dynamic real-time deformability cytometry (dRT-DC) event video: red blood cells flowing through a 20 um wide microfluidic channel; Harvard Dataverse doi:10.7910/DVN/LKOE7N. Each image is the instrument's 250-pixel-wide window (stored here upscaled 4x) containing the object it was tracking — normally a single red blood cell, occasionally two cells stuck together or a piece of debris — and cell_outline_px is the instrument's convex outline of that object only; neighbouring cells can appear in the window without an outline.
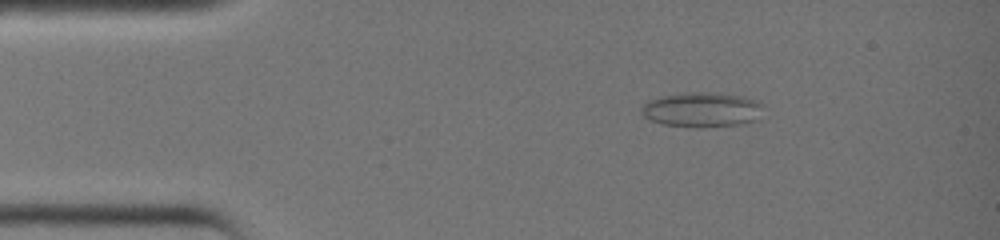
{"species": "common noctule bat (a hibernating species)", "species_latin": "Nyctalus noctula", "temperature_condition": "warm", "stored_images_in_passage": 37, "camera_frame_rate_fps": 3000, "um_per_image_px": 0.085, "animal": {"sex": "female", "body_mass_g": 19.0, "forearm_length_mm": 51.5}, "frame": {"image": 1, "passage_image": 6, "time_ms": 1.667, "image_size_px": [1000, 240], "cell_outline_px": [[764, 104], [756, 120], [740, 124], [700, 128], [692, 128], [660, 124], [644, 116], [644, 104], [648, 100], [660, 96], [688, 92], [708, 92], [744, 96]], "centroid_in_image_um": [59.67, 9.33], "position_along_channel_um": 25.3, "area_um2": 24.74}}
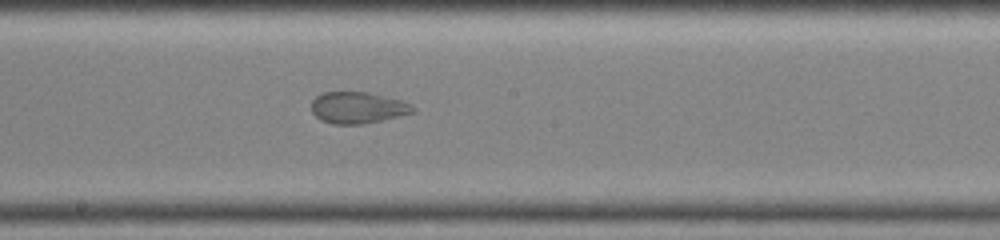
{"frame": {"image": 2, "passage_image": 21, "time_ms": 6.667, "image_size_px": [1000, 240], "cell_outline_px": [[416, 112], [364, 124], [332, 124], [320, 120], [312, 112], [312, 100], [316, 96], [324, 92], [368, 92], [400, 100], [412, 104], [416, 108]], "centroid_in_image_um": [30.42, 9.15], "position_along_channel_um": 217.8, "area_um2": 18.67}}
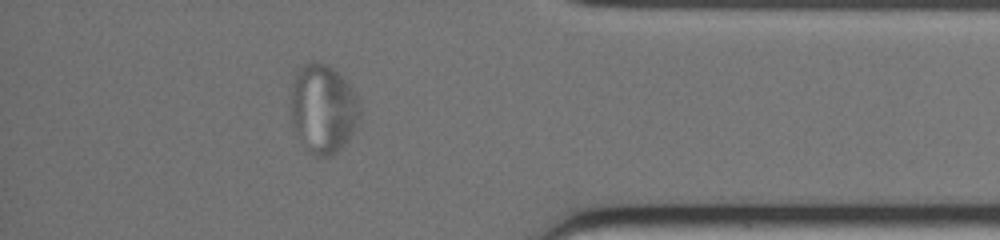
{"frame": {"image": 3, "passage_image": 33, "time_ms": 10.667, "image_size_px": [1000, 240], "cell_outline_px": [[360, 116], [348, 140], [332, 156], [316, 156], [312, 152], [292, 128], [292, 84], [296, 72], [304, 64], [312, 60], [320, 60], [332, 68], [352, 88], [360, 100]], "centroid_in_image_um": [27.47, 9.2], "position_along_channel_um": 407.7, "area_um2": 35.43}}